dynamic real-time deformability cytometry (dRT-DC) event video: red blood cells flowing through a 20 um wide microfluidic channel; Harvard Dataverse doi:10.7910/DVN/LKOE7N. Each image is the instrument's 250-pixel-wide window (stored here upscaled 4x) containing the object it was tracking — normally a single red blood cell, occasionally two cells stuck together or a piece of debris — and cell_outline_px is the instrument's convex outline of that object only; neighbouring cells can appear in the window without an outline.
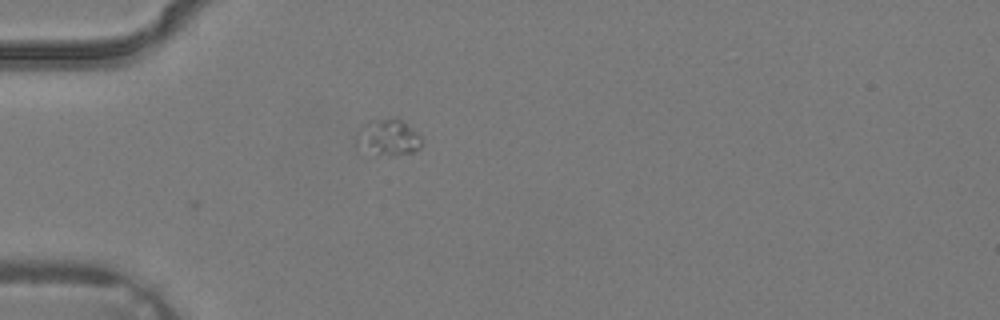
{"species": "common noctule bat (a hibernating species)", "species_latin": "Nyctalus noctula", "temperature_condition": "warm", "stored_images_in_passage": 1, "camera_frame_rate_fps": 3000, "um_per_image_px": 0.085, "animal": {"sex": "male", "body_mass_g": 19.2, "forearm_length_mm": 51.8}, "frame": {"image": 1, "passage_image": 1, "time_ms": 0.0, "image_size_px": [1000, 320], "cell_outline_px": [[424, 140], [420, 148], [412, 152], [396, 156], [388, 156], [376, 152], [356, 144], [356, 136], [364, 124], [368, 120], [392, 116], [400, 120], [420, 136]], "centroid_in_image_um": [33.03, 11.65], "position_along_channel_um": 52.0, "area_um2": 13.58}}